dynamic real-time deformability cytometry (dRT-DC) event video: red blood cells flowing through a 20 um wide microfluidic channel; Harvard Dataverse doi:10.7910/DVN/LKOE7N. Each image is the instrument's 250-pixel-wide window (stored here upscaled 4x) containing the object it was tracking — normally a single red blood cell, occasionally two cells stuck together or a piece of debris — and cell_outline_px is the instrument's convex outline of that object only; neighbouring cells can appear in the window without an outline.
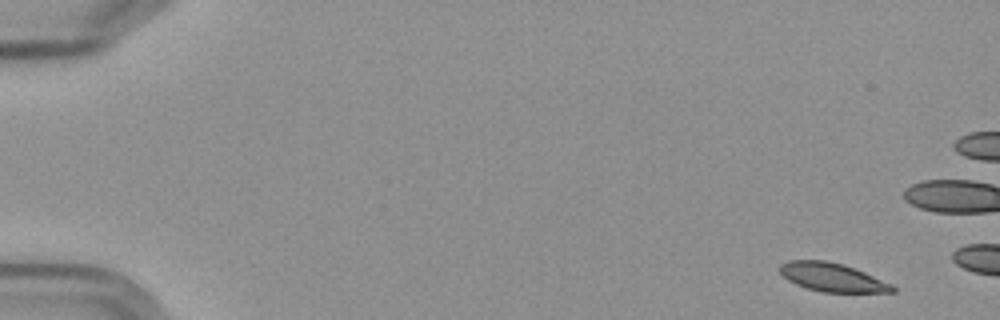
{"species": "Egyptian fruit bat (a non-hibernating species)", "species_latin": "Rousettus aegyptiacus", "temperature_condition": "cold", "stored_images_in_passage": 3, "camera_frame_rate_fps": 3000, "um_per_image_px": 0.085, "frame": {"image": 1, "passage_image": 1, "time_ms": 0.0, "image_size_px": [1000, 320], "cell_outline_px": [[896, 292], [820, 292], [796, 284], [788, 280], [780, 272], [780, 264], [788, 260], [824, 260], [844, 264], [864, 272], [892, 284], [896, 288]], "centroid_in_image_um": [70.74, 23.57], "position_along_channel_um": 14.3, "area_um2": 18.67}}